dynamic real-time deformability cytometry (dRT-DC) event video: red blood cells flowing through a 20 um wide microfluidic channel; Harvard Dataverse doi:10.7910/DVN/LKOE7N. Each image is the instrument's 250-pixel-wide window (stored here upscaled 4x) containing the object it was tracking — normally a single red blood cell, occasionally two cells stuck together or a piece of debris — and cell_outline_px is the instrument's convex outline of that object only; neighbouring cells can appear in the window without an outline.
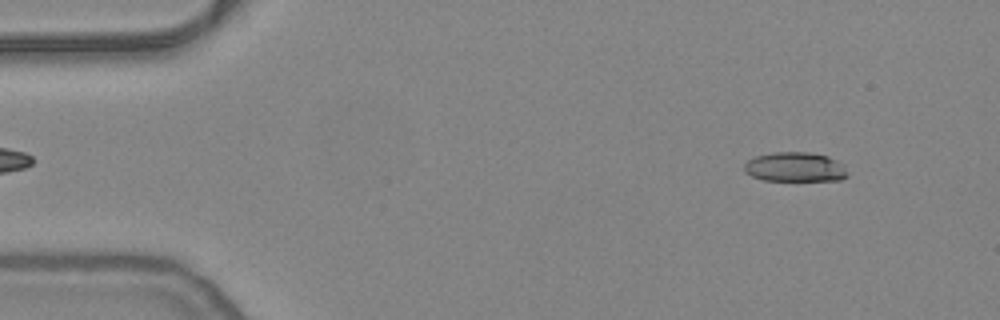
{"species": "common noctule bat (a hibernating species)", "species_latin": "Nyctalus noctula", "temperature_condition": "warm", "stored_images_in_passage": 53, "camera_frame_rate_fps": 3000, "um_per_image_px": 0.085, "animal": {"sex": "female", "body_mass_g": 24.6, "forearm_length_mm": 56.2}, "frame": {"image": 1, "passage_image": 5, "time_ms": 1.333, "image_size_px": [1000, 320], "cell_outline_px": [[848, 176], [840, 180], [764, 180], [752, 176], [744, 172], [744, 164], [748, 160], [756, 156], [772, 152], [808, 152], [828, 156], [844, 164]], "centroid_in_image_um": [67.58, 14.19], "position_along_channel_um": 17.4, "area_um2": 17.8}}
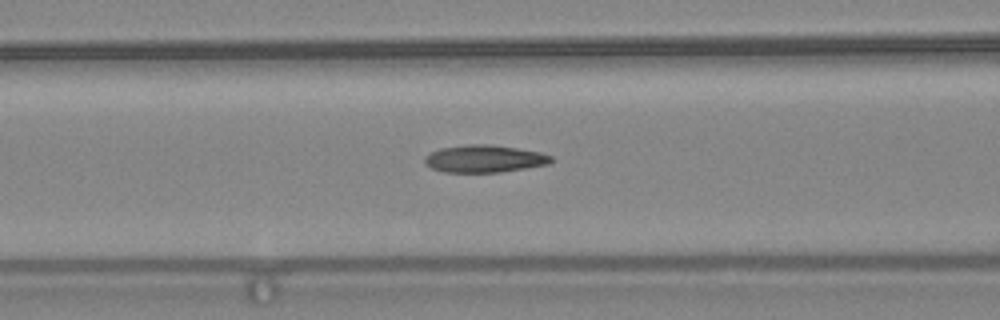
{"frame": {"image": 2, "passage_image": 21, "time_ms": 6.667, "image_size_px": [1000, 320], "cell_outline_px": [[552, 160], [548, 164], [500, 172], [444, 172], [432, 168], [424, 164], [424, 156], [440, 148], [468, 144], [488, 144], [516, 148], [540, 152], [552, 156]], "centroid_in_image_um": [41.13, 13.49], "position_along_channel_um": 125.5, "area_um2": 20.06}}
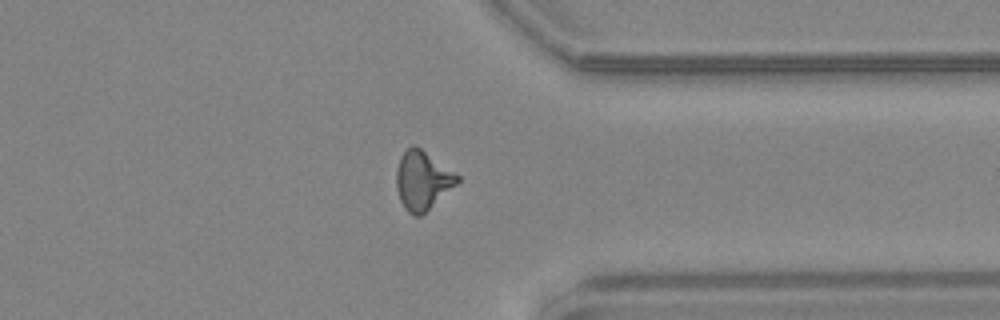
{"frame": {"image": 3, "passage_image": 41, "time_ms": 13.333, "image_size_px": [1000, 320], "cell_outline_px": [[460, 180], [456, 184], [420, 216], [416, 216], [408, 212], [404, 208], [400, 200], [396, 188], [396, 172], [400, 156], [412, 144], [416, 144], [456, 172], [460, 176]], "centroid_in_image_um": [35.9, 15.29], "position_along_channel_um": 375.5, "area_um2": 20.87}, "authors_computed_cell_mechanics": {"area_um2": 19.363, "velocity_mm_per_s": 3.833, "shape_relaxation_time_tau1_ms": 7.1947, "shape_relaxation_time_tau2_ms": 2.3077, "deformation_change_tau1": 0.2325, "deformation_change_tau2": 0.1218}}